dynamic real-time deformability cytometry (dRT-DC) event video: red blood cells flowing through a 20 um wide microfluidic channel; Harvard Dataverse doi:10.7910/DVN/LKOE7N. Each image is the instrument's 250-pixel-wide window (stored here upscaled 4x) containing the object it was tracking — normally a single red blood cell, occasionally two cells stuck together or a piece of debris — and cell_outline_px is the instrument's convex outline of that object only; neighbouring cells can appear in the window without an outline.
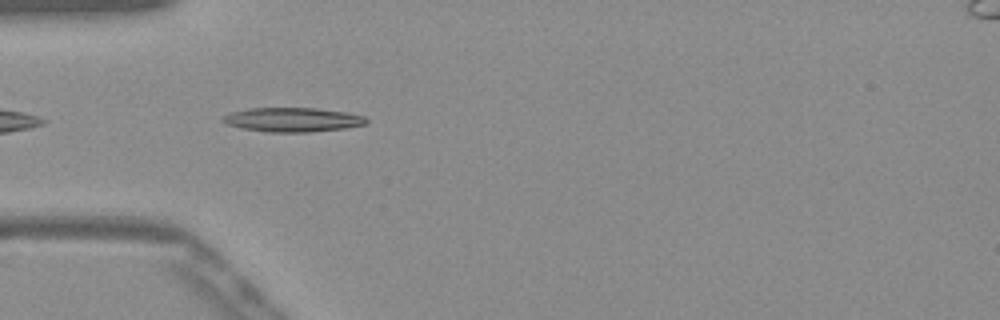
{"species": "Egyptian fruit bat (a non-hibernating species)", "species_latin": "Rousettus aegyptiacus", "temperature_condition": "warm", "stored_images_in_passage": 38, "camera_frame_rate_fps": 3000, "um_per_image_px": 0.085, "frame": {"image": 1, "passage_image": 2, "time_ms": 0.333, "image_size_px": [1000, 320], "cell_outline_px": [[368, 120], [364, 124], [344, 128], [308, 132], [268, 132], [240, 128], [228, 124], [220, 120], [224, 116], [232, 112], [248, 108], [316, 108], [348, 112], [364, 116]], "centroid_in_image_um": [24.86, 10.17], "position_along_channel_um": 60.1, "area_um2": 20.17}}
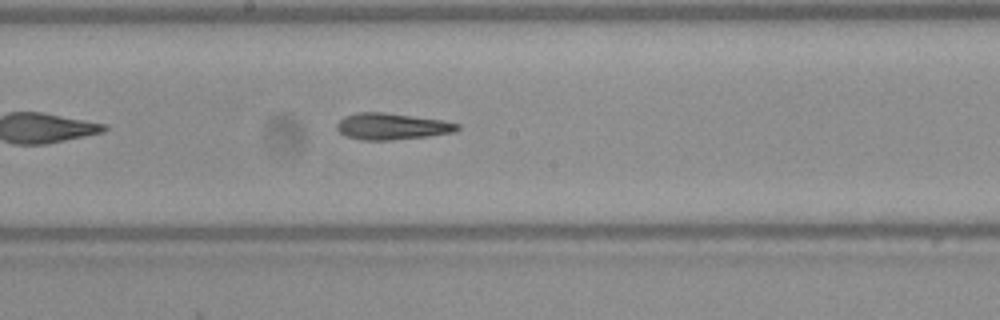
{"frame": {"image": 2, "passage_image": 14, "time_ms": 4.333, "image_size_px": [1000, 320], "cell_outline_px": [[460, 128], [452, 132], [428, 136], [388, 140], [360, 140], [344, 136], [336, 128], [336, 124], [344, 116], [356, 112], [384, 112], [444, 120], [460, 124]], "centroid_in_image_um": [33.27, 10.73], "position_along_channel_um": 214.9, "area_um2": 18.67}}
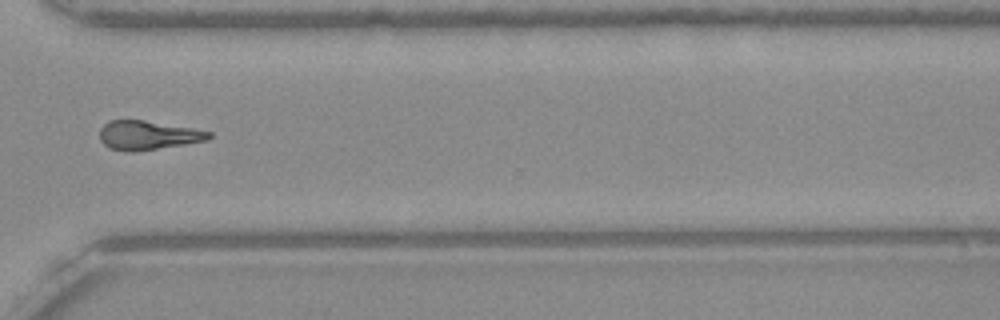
{"frame": {"image": 3, "passage_image": 25, "time_ms": 8.0, "image_size_px": [1000, 320], "cell_outline_px": [[212, 136], [208, 140], [184, 144], [132, 152], [108, 148], [100, 140], [100, 128], [108, 120], [144, 120], [192, 128], [212, 132]], "centroid_in_image_um": [12.55, 11.49], "position_along_channel_um": 358.0, "area_um2": 18.38}, "authors_computed_cell_mechanics": {"area_um2": 18.5249, "velocity_mm_per_s": 3.9081, "shape_relaxation_time_tau1_ms": 11.2769, "shape_relaxation_time_tau2_ms": 7.4067, "deformation_change_tau1": 0.287, "deformation_change_tau2": 0.1922}}